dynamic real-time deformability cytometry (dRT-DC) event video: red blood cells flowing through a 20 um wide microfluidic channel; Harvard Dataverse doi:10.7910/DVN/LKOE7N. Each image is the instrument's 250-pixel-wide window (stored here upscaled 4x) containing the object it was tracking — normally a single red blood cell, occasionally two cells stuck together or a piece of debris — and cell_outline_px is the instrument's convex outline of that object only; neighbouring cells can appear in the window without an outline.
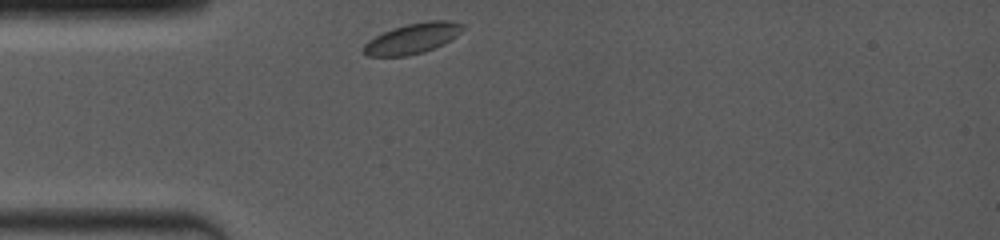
{"species": "common noctule bat (a hibernating species)", "species_latin": "Nyctalus noctula", "temperature_condition": "room temperature", "stored_images_in_passage": 27, "camera_frame_rate_fps": 4000, "um_per_image_px": 0.085, "animal": {"sex": "female", "body_mass_g": 19.0, "forearm_length_mm": 53.3}, "frame": {"image": 1, "passage_image": 1, "time_ms": 0.0, "image_size_px": [1000, 240], "cell_outline_px": [[464, 28], [456, 36], [444, 44], [424, 52], [408, 56], [368, 56], [360, 52], [360, 48], [368, 40], [392, 28], [408, 24], [428, 20], [452, 20], [464, 24]], "centroid_in_image_um": [35.04, 3.27], "position_along_channel_um": 50.0, "area_um2": 17.8}}
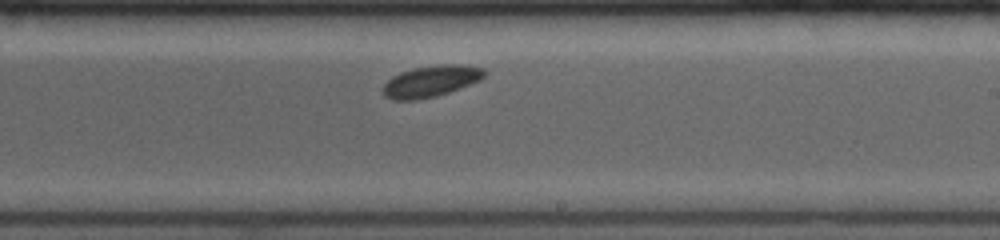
{"frame": {"image": 2, "passage_image": 16, "time_ms": 5.5, "image_size_px": [1000, 240], "cell_outline_px": [[488, 72], [480, 80], [460, 88], [436, 96], [416, 100], [392, 100], [384, 96], [384, 84], [392, 76], [400, 72], [412, 68], [440, 64], [460, 64], [484, 68]], "centroid_in_image_um": [36.64, 6.89], "position_along_channel_um": 252.4, "area_um2": 18.61}}
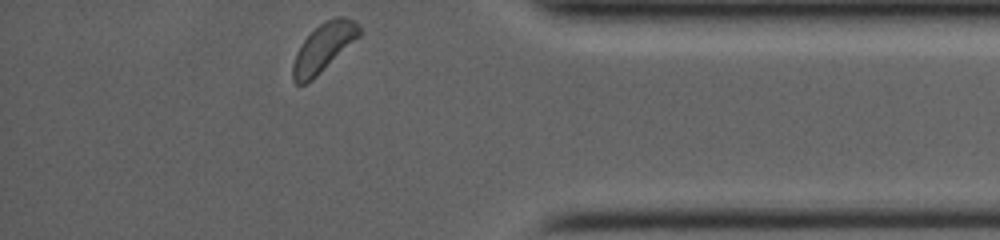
{"frame": {"image": 3, "passage_image": 27, "time_ms": 9.75, "image_size_px": [1000, 240], "cell_outline_px": [[360, 36], [312, 80], [304, 84], [296, 84], [292, 80], [292, 64], [296, 52], [304, 40], [324, 20], [336, 16], [344, 16], [356, 20], [360, 28]], "centroid_in_image_um": [27.5, 4.03], "position_along_channel_um": 407.7, "area_um2": 18.67}, "authors_computed_cell_mechanics": {"area_um2": 18.0914, "velocity_mm_per_s": 3.91, "shape_relaxation_time_tau1_ms": 0.806, "shape_relaxation_time_tau2_ms": null, "deformation_change_tau1": 0.0365, "deformation_change_tau2": null}}